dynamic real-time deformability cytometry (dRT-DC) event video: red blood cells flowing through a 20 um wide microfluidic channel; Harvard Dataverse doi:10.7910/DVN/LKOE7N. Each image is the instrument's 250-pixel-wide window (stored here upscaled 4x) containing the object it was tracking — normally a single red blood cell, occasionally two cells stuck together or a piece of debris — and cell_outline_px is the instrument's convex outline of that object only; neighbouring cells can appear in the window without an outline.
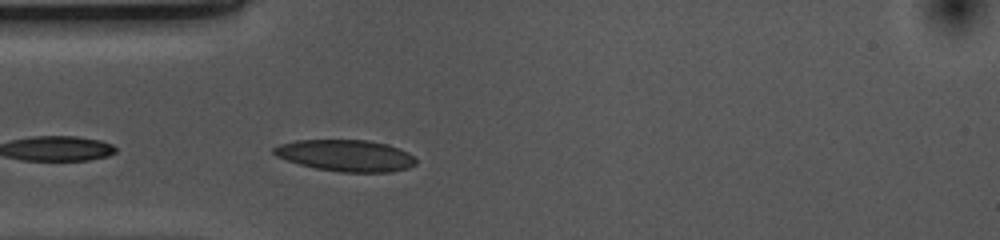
{"species": "common noctule bat (a hibernating species)", "species_latin": "Nyctalus noctula", "temperature_condition": "cold", "stored_images_in_passage": 9, "camera_frame_rate_fps": 3000, "um_per_image_px": 0.085, "animal": {"sex": "female", "body_mass_g": 10.0, "forearm_length_mm": 53.1}, "frame": {"image": 1, "passage_image": 2, "time_ms": 0.333, "image_size_px": [1000, 240], "cell_outline_px": [[416, 164], [408, 168], [392, 172], [340, 172], [316, 168], [300, 164], [276, 156], [272, 152], [272, 148], [280, 144], [296, 140], [368, 140], [388, 144], [400, 148], [408, 152], [416, 160]], "centroid_in_image_um": [29.41, 13.22], "position_along_channel_um": 55.6, "area_um2": 26.18}}
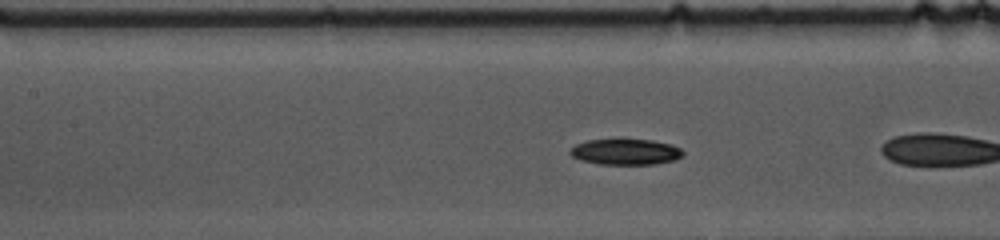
{"frame": {"image": 2, "passage_image": 8, "time_ms": 2.333, "image_size_px": [1000, 240], "cell_outline_px": [[684, 156], [676, 160], [656, 164], [600, 164], [580, 160], [572, 156], [568, 152], [576, 144], [588, 140], [620, 136], [652, 140], [672, 144], [680, 148], [684, 152]], "centroid_in_image_um": [53.19, 12.86], "position_along_channel_um": 154.2, "area_um2": 17.92}}